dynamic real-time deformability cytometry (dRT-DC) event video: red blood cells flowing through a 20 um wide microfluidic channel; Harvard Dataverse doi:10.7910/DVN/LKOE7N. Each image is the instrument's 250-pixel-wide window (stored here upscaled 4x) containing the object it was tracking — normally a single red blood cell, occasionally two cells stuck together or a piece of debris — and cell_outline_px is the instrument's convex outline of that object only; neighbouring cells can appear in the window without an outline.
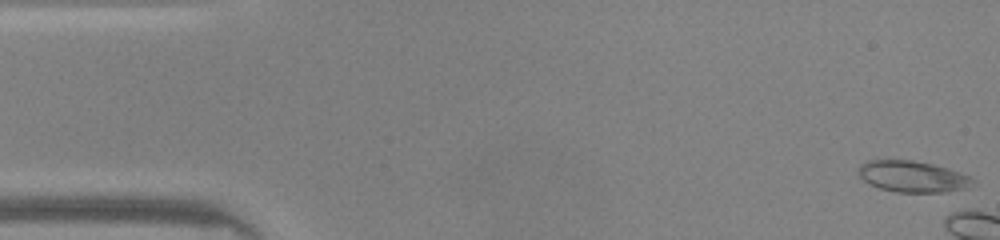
{"species": "common noctule bat (a hibernating species)", "species_latin": "Nyctalus noctula", "temperature_condition": "warm", "stored_images_in_passage": 5, "camera_frame_rate_fps": 3000, "um_per_image_px": 0.085, "animal": {"sex": "male", "body_mass_g": 20.0, "forearm_length_mm": 53.3}, "frame": {"image": 1, "passage_image": 1, "time_ms": 0.0, "image_size_px": [1000, 240], "cell_outline_px": [[976, 184], [968, 188], [944, 192], [896, 192], [880, 188], [868, 184], [856, 172], [860, 164], [868, 160], [912, 160], [932, 164], [948, 168], [972, 176], [976, 180]], "centroid_in_image_um": [77.6, 15.01], "position_along_channel_um": 7.4, "area_um2": 21.15}}